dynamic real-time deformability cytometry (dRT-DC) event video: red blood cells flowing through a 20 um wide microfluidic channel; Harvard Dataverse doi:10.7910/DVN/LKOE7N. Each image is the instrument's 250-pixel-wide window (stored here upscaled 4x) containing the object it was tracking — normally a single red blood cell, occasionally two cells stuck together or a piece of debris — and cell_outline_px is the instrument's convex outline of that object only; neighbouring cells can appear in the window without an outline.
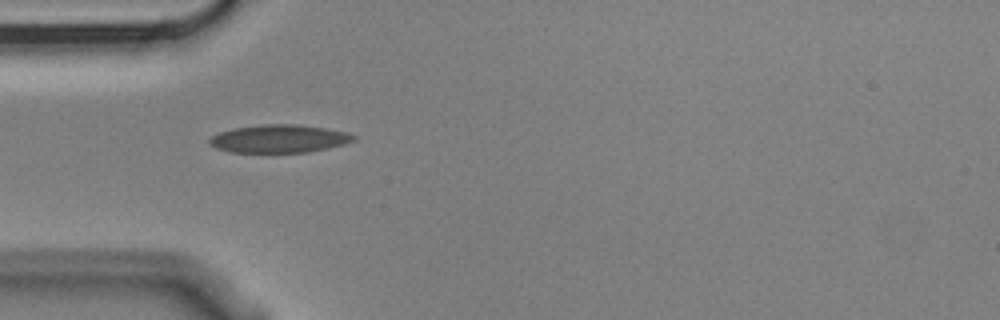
{"species": "Egyptian fruit bat (a non-hibernating species)", "species_latin": "Rousettus aegyptiacus", "temperature_condition": "cold", "stored_images_in_passage": 3, "camera_frame_rate_fps": 3000, "um_per_image_px": 0.085, "animal": {"sex": "male"}, "frame": {"image": 1, "passage_image": 3, "time_ms": 0.667, "image_size_px": [1000, 320], "cell_outline_px": [[356, 140], [344, 144], [328, 148], [308, 152], [232, 152], [216, 148], [208, 144], [208, 140], [212, 136], [220, 132], [232, 128], [264, 124], [300, 124], [348, 132], [356, 136]], "centroid_in_image_um": [23.74, 11.78], "position_along_channel_um": 61.3, "area_um2": 23.58}}